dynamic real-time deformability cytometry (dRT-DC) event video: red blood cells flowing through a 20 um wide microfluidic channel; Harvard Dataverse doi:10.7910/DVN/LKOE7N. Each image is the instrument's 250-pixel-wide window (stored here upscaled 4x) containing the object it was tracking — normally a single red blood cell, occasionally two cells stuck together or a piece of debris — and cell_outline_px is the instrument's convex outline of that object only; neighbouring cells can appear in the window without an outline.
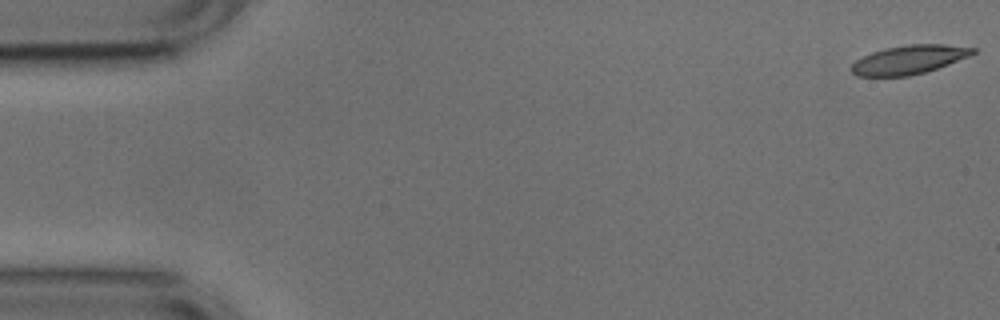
{"species": "common noctule bat (a hibernating species)", "species_latin": "Nyctalus noctula", "temperature_condition": "cold", "stored_images_in_passage": 48, "camera_frame_rate_fps": 3000, "um_per_image_px": 0.085, "animal": {"sex": "male", "body_mass_g": 17.9, "forearm_length_mm": 54.2}, "frame": {"image": 1, "passage_image": 1, "time_ms": 0.0, "image_size_px": [1000, 320], "cell_outline_px": [[976, 52], [968, 56], [948, 64], [924, 72], [908, 76], [856, 76], [852, 72], [852, 64], [856, 60], [872, 52], [884, 48], [908, 44], [944, 44], [976, 48]], "centroid_in_image_um": [77.25, 5.06], "position_along_channel_um": 7.7, "area_um2": 20.17}}
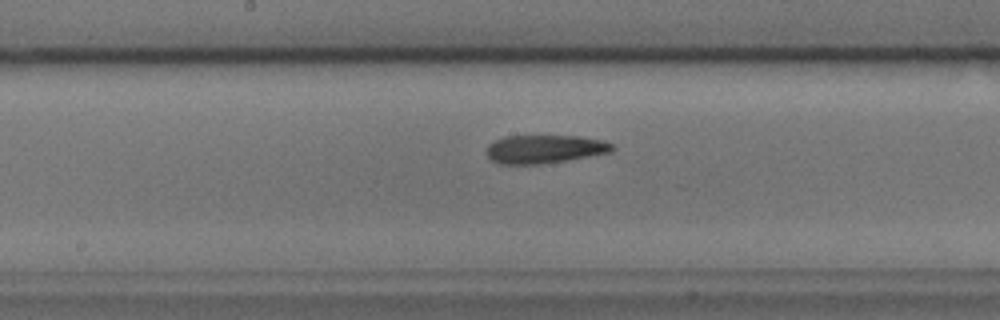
{"frame": {"image": 2, "passage_image": 27, "time_ms": 8.667, "image_size_px": [1000, 320], "cell_outline_px": [[616, 148], [612, 152], [568, 160], [540, 164], [500, 164], [492, 160], [484, 152], [488, 144], [504, 136], [580, 136], [604, 140], [616, 144]], "centroid_in_image_um": [46.33, 12.67], "position_along_channel_um": 201.9, "area_um2": 21.1}}
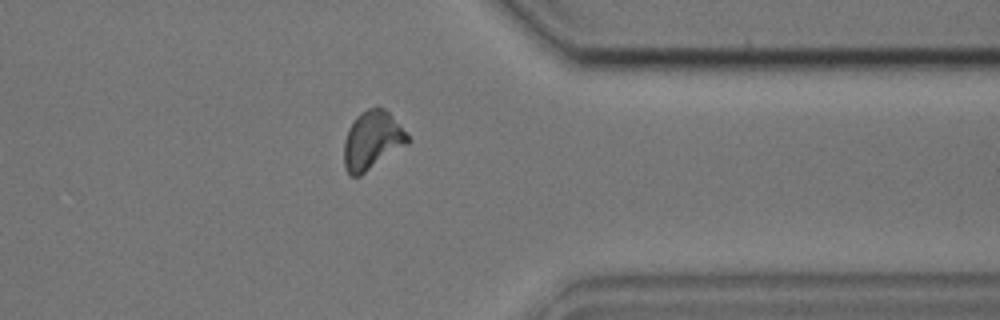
{"frame": {"image": 3, "passage_image": 42, "time_ms": 13.667, "image_size_px": [1000, 320], "cell_outline_px": [[412, 140], [408, 144], [360, 176], [352, 176], [344, 168], [344, 140], [348, 128], [356, 116], [360, 112], [376, 104], [384, 108], [392, 116]], "centroid_in_image_um": [31.63, 11.91], "position_along_channel_um": 379.8, "area_um2": 21.91}, "authors_computed_cell_mechanics": {"area_um2": 20.7791, "velocity_mm_per_s": 3.7545, "shape_relaxation_time_tau1_ms": null, "shape_relaxation_time_tau2_ms": 8.5036, "deformation_change_tau1": null, "deformation_change_tau2": 0.1945}}